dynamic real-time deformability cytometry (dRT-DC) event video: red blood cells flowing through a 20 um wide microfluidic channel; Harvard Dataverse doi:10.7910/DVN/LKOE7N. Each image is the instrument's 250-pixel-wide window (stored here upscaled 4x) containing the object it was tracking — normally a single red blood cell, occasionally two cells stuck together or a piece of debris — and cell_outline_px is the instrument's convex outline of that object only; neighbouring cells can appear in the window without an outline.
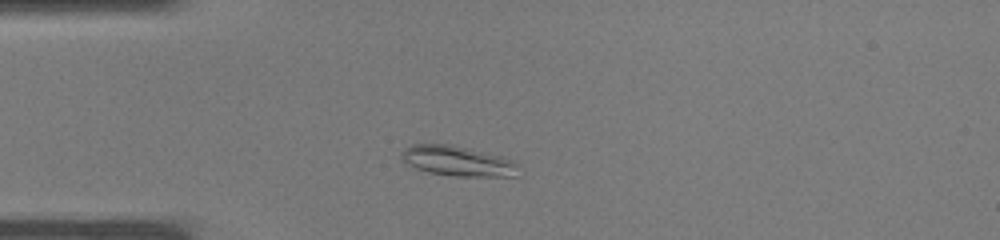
{"species": "common noctule bat (a hibernating species)", "species_latin": "Nyctalus noctula", "temperature_condition": "warm", "stored_images_in_passage": 29, "camera_frame_rate_fps": 3000, "um_per_image_px": 0.085, "animal": {"sex": "male", "body_mass_g": 19.0, "forearm_length_mm": 50.8}, "frame": {"image": 1, "passage_image": 1, "time_ms": 0.0, "image_size_px": [1000, 240], "cell_outline_px": [[516, 176], [456, 176], [428, 172], [416, 168], [408, 164], [400, 156], [400, 152], [404, 148], [412, 144], [448, 144], [500, 156], [512, 160], [516, 164]], "centroid_in_image_um": [38.83, 13.68], "position_along_channel_um": 46.2, "area_um2": 20.11}}
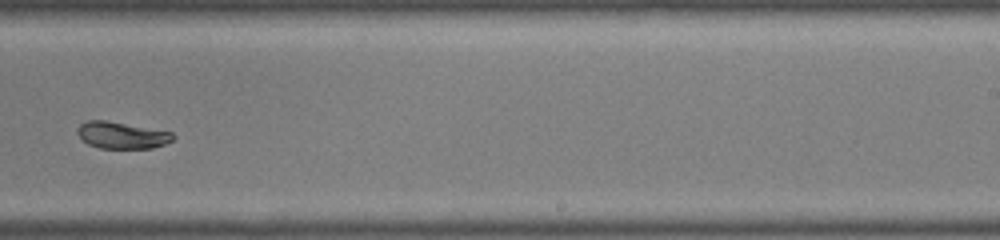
{"frame": {"image": 2, "passage_image": 15, "time_ms": 4.667, "image_size_px": [1000, 240], "cell_outline_px": [[176, 136], [172, 140], [164, 144], [152, 148], [100, 148], [88, 144], [76, 132], [76, 128], [80, 124], [88, 120], [104, 120], [172, 132]], "centroid_in_image_um": [10.34, 11.49], "position_along_channel_um": 278.7, "area_um2": 14.74}}
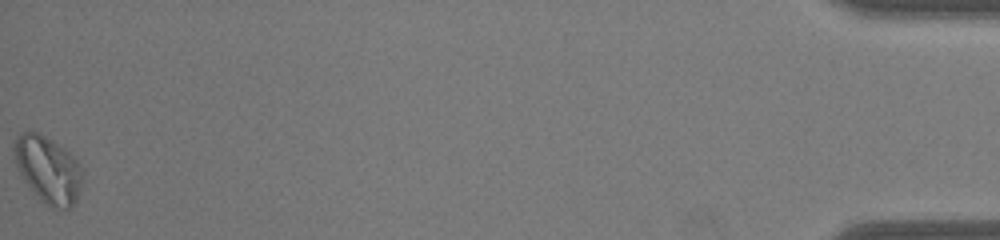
{"frame": {"image": 3, "passage_image": 29, "time_ms": 9.333, "image_size_px": [1000, 240], "cell_outline_px": [[84, 168], [76, 200], [68, 208], [52, 208], [44, 204], [40, 200], [28, 184], [20, 172], [16, 164], [16, 140], [20, 132], [36, 132], [52, 140], [64, 148]], "centroid_in_image_um": [4.12, 14.42], "position_along_channel_um": 431.1, "area_um2": 25.78}}